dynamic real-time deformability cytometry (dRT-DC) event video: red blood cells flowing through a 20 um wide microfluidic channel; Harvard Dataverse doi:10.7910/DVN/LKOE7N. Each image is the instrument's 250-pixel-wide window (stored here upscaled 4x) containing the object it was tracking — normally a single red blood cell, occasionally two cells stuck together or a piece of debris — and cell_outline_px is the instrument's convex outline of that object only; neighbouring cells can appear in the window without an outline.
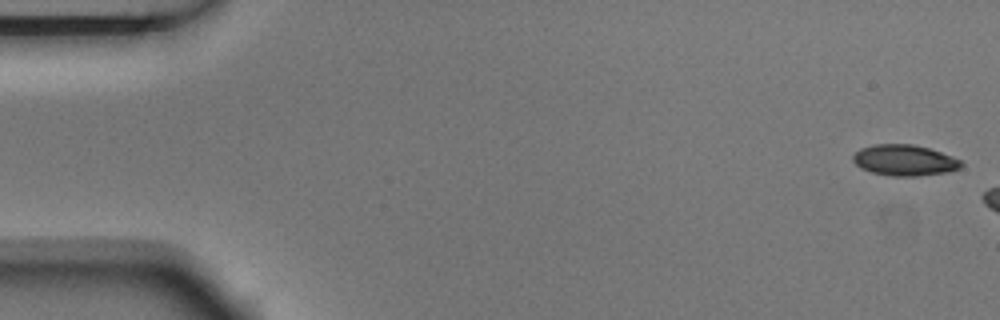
{"species": "Egyptian fruit bat (a non-hibernating species)", "species_latin": "Rousettus aegyptiacus", "temperature_condition": "room temperature", "stored_images_in_passage": 3, "camera_frame_rate_fps": 3000, "um_per_image_px": 0.085, "animal": {"sex": "male"}, "frame": {"image": 1, "passage_image": 1, "time_ms": 0.0, "image_size_px": [1000, 320], "cell_outline_px": [[964, 164], [960, 168], [948, 172], [916, 176], [892, 176], [872, 172], [860, 168], [852, 160], [852, 156], [860, 148], [872, 144], [912, 144], [928, 148], [952, 156], [960, 160]], "centroid_in_image_um": [76.87, 13.62], "position_along_channel_um": 8.1, "area_um2": 19.54}}